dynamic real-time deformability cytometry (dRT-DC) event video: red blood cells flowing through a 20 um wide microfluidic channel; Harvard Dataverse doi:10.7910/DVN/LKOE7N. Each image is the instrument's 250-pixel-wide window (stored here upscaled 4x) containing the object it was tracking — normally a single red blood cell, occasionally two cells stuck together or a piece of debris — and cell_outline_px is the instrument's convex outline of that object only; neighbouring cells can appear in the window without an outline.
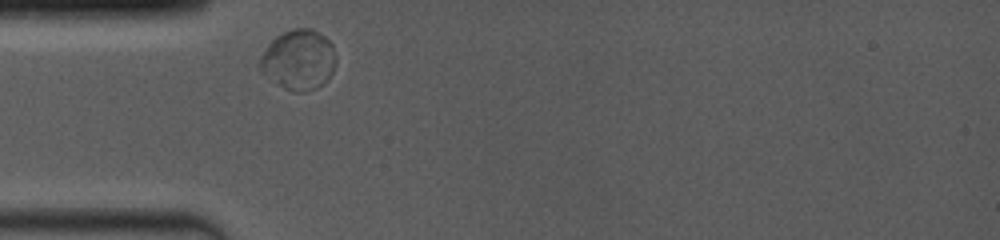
{"species": "common noctule bat (a hibernating species)", "species_latin": "Nyctalus noctula", "temperature_condition": "room temperature", "stored_images_in_passage": 10, "camera_frame_rate_fps": 4000, "um_per_image_px": 0.085, "animal": {"sex": "female", "body_mass_g": 19.0, "forearm_length_mm": 53.3}, "frame": {"image": 1, "passage_image": 1, "time_ms": 0.0, "image_size_px": [1000, 240], "cell_outline_px": [[336, 60], [332, 72], [324, 84], [316, 88], [304, 92], [292, 92], [284, 88], [264, 72], [260, 68], [260, 56], [268, 44], [276, 36], [292, 28], [312, 28], [324, 36], [332, 44], [336, 56]], "centroid_in_image_um": [25.41, 5.07], "position_along_channel_um": 59.6, "area_um2": 26.47}}
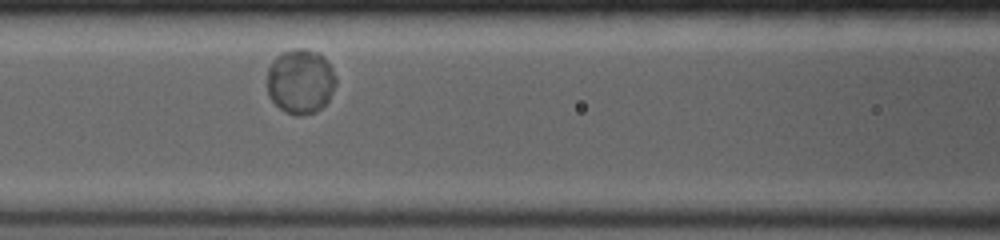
{"frame": {"image": 2, "passage_image": 6, "time_ms": 2.25, "image_size_px": [1000, 240], "cell_outline_px": [[336, 84], [328, 100], [316, 112], [300, 116], [296, 116], [284, 112], [268, 96], [268, 68], [272, 60], [276, 56], [284, 52], [296, 48], [304, 48], [320, 52], [324, 56], [332, 68], [336, 76]], "centroid_in_image_um": [25.54, 6.91], "position_along_channel_um": 141.1, "area_um2": 26.18}}
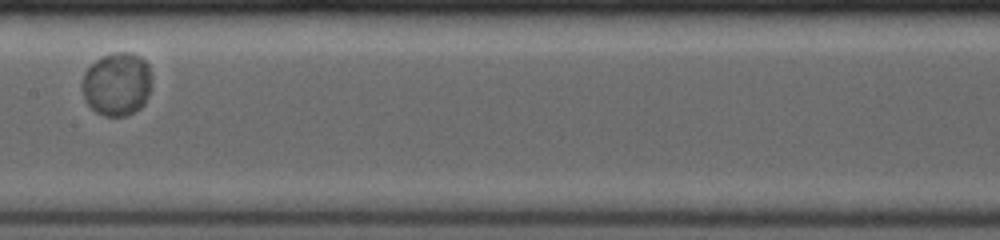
{"frame": {"image": 3, "passage_image": 9, "time_ms": 3.75, "image_size_px": [1000, 240], "cell_outline_px": [[152, 80], [148, 96], [144, 104], [140, 108], [128, 116], [104, 116], [96, 112], [84, 100], [84, 72], [100, 56], [112, 52], [132, 52], [140, 56], [148, 64], [152, 76]], "centroid_in_image_um": [9.98, 7.14], "position_along_channel_um": 197.4, "area_um2": 25.89}}